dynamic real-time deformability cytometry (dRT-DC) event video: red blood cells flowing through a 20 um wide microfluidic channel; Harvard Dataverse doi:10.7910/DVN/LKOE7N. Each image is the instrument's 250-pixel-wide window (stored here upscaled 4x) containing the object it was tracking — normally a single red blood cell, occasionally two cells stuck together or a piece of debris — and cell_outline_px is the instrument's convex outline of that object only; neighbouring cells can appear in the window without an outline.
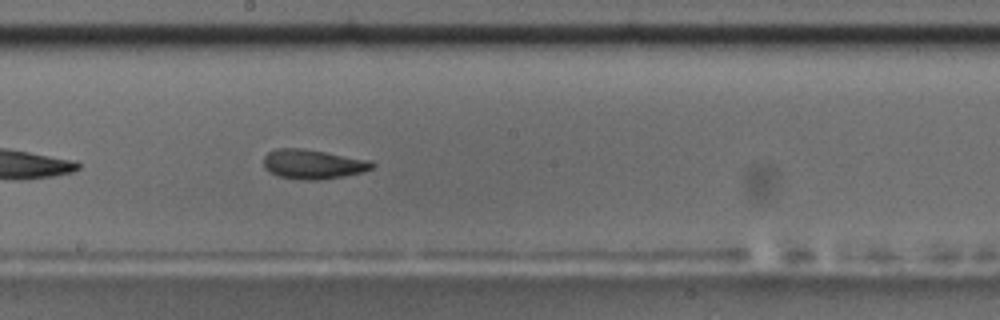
{"species": "common noctule bat (a hibernating species)", "species_latin": "Nyctalus noctula", "temperature_condition": "room temperature", "stored_images_in_passage": 33, "camera_frame_rate_fps": 3000, "um_per_image_px": 0.085, "animal": {"sex": "male", "body_mass_g": 17.5, "forearm_length_mm": 52.3}, "frame": {"image": 1, "passage_image": 15, "time_ms": 4.667, "image_size_px": [1000, 320], "cell_outline_px": [[376, 164], [372, 168], [360, 172], [344, 176], [320, 180], [300, 180], [276, 176], [264, 168], [264, 156], [268, 152], [276, 148], [300, 148], [372, 160]], "centroid_in_image_um": [26.58, 13.96], "position_along_channel_um": 221.6, "area_um2": 18.73}, "authors_computed_cell_mechanics": {"area_um2": 18.2648, "velocity_mm_per_s": 3.7108, "shape_relaxation_time_tau1_ms": 5.98, "shape_relaxation_time_tau2_ms": 2.2647, "deformation_change_tau1": 0.1556, "deformation_change_tau2": 0.0914}}